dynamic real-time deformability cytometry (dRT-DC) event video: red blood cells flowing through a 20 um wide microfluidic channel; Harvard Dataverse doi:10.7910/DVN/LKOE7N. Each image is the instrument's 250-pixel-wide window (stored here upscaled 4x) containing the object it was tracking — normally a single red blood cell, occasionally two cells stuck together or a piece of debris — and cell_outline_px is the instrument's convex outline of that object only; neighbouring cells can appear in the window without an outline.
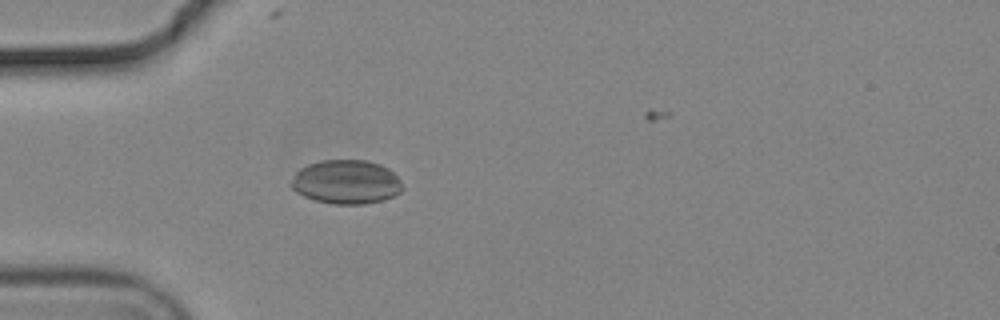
{"species": "common noctule bat (a hibernating species)", "species_latin": "Nyctalus noctula", "temperature_condition": "cold", "stored_images_in_passage": 20, "camera_frame_rate_fps": 3000, "um_per_image_px": 0.085, "animal": {"sex": "male", "body_mass_g": 19.2, "forearm_length_mm": 51.8}, "frame": {"image": 1, "passage_image": 4, "time_ms": 1.0, "image_size_px": [1000, 320], "cell_outline_px": [[404, 188], [400, 192], [384, 200], [364, 204], [332, 204], [316, 200], [304, 196], [296, 192], [288, 184], [296, 172], [300, 168], [308, 164], [320, 160], [364, 160], [380, 164], [388, 168], [400, 180]], "centroid_in_image_um": [29.41, 15.47], "position_along_channel_um": 55.6, "area_um2": 28.67}}
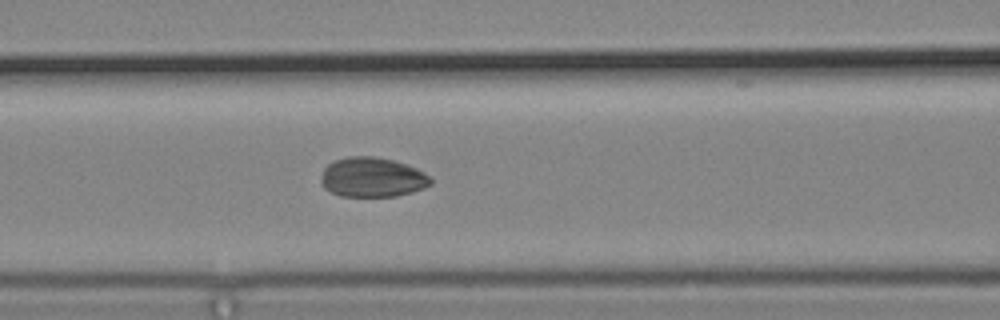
{"frame": {"image": 2, "passage_image": 11, "time_ms": 3.333, "image_size_px": [1000, 320], "cell_outline_px": [[432, 184], [424, 188], [412, 192], [396, 196], [340, 196], [324, 188], [320, 184], [320, 180], [324, 168], [332, 160], [348, 156], [376, 156], [408, 164], [432, 176]], "centroid_in_image_um": [31.65, 15.06], "position_along_channel_um": 134.9, "area_um2": 25.72}}
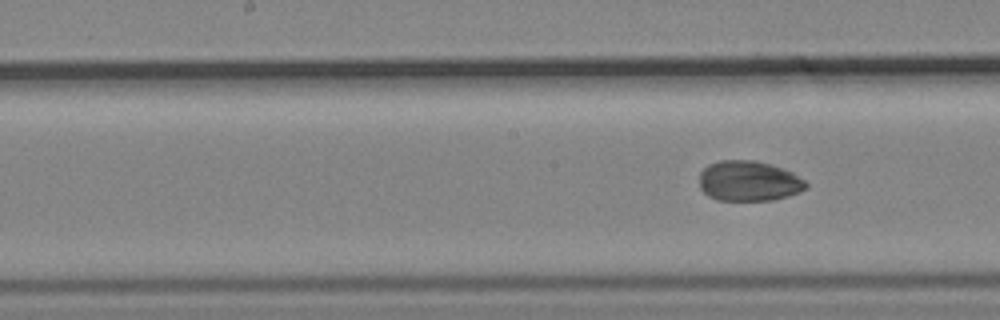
{"frame": {"image": 3, "passage_image": 15, "time_ms": 4.667, "image_size_px": [1000, 320], "cell_outline_px": [[808, 188], [800, 192], [772, 200], [716, 200], [708, 196], [700, 188], [700, 172], [708, 164], [720, 160], [756, 160], [792, 172], [804, 180], [808, 184]], "centroid_in_image_um": [63.63, 15.39], "position_along_channel_um": 184.6, "area_um2": 25.03}}